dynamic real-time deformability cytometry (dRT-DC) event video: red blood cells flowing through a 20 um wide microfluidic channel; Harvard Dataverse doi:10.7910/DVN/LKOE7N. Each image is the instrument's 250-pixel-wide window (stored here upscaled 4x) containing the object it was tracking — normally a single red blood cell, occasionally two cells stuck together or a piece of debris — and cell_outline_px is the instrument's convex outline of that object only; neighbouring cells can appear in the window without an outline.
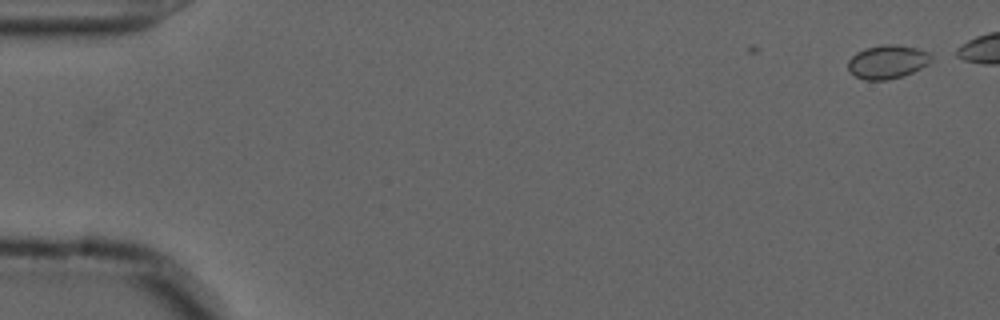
{"species": "common noctule bat (a hibernating species)", "species_latin": "Nyctalus noctula", "temperature_condition": "cold", "stored_images_in_passage": 7, "camera_frame_rate_fps": 3000, "um_per_image_px": 0.085, "animal": {"sex": "male", "forearm_length_mm": 52.5}, "frame": {"image": 1, "passage_image": 1, "time_ms": 0.0, "image_size_px": [1000, 320], "cell_outline_px": [[932, 60], [928, 64], [904, 76], [888, 80], [864, 80], [848, 72], [848, 60], [856, 52], [864, 48], [884, 44], [896, 44], [916, 48], [928, 52], [932, 56]], "centroid_in_image_um": [75.41, 5.26], "position_along_channel_um": 9.6, "area_um2": 16.47}}